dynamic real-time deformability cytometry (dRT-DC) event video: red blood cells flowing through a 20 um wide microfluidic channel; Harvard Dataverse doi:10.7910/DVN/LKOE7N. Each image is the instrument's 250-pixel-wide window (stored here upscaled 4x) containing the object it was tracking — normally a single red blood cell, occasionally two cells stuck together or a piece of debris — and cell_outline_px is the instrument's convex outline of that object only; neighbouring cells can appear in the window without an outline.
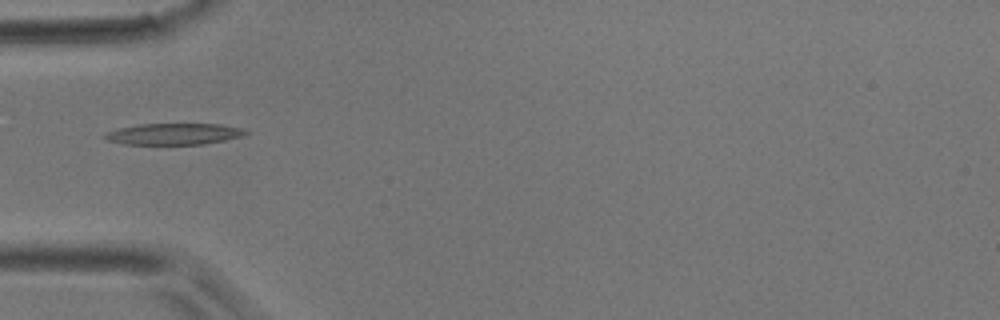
{"species": "common noctule bat (a hibernating species)", "species_latin": "Nyctalus noctula", "temperature_condition": "room temperature", "stored_images_in_passage": 2, "camera_frame_rate_fps": 3000, "um_per_image_px": 0.085, "animal": {"sex": "male", "body_mass_g": 17.9}, "frame": {"image": 1, "passage_image": 1, "time_ms": 0.0, "image_size_px": [1000, 320], "cell_outline_px": [[248, 132], [244, 136], [224, 140], [200, 144], [124, 144], [108, 140], [100, 136], [108, 132], [120, 128], [140, 124], [220, 124], [244, 128]], "centroid_in_image_um": [14.8, 11.38], "position_along_channel_um": 70.2, "area_um2": 17.4}}
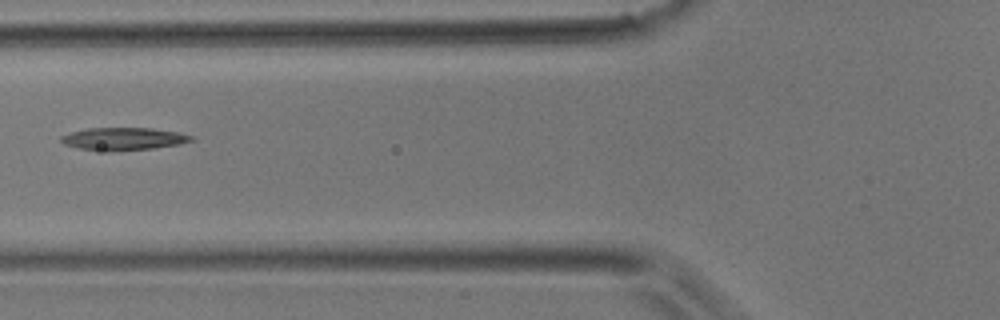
{"frame": {"image": 2, "passage_image": 2, "time_ms": 0.333, "image_size_px": [1000, 320], "cell_outline_px": [[196, 140], [180, 144], [152, 148], [108, 152], [80, 148], [64, 144], [60, 140], [60, 136], [72, 132], [88, 128], [152, 128], [176, 132], [192, 136]], "centroid_in_image_um": [10.49, 11.81], "position_along_channel_um": 115.3, "area_um2": 17.11}}